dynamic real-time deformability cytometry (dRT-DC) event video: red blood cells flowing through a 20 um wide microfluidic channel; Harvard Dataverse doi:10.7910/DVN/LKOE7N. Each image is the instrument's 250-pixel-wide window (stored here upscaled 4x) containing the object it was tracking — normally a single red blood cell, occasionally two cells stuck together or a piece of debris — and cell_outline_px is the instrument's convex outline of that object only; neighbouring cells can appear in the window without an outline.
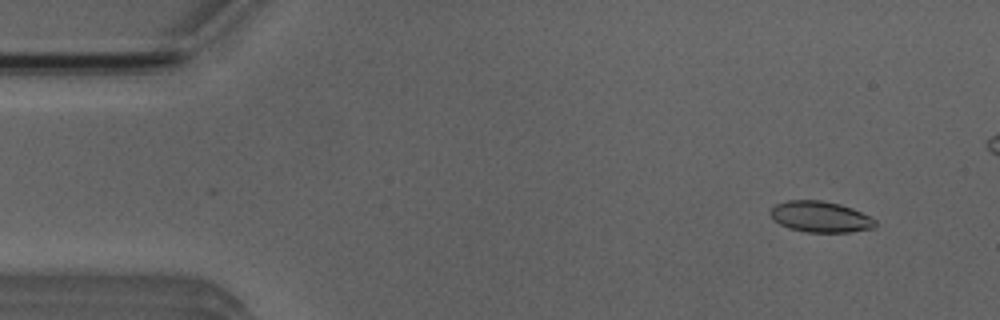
{"species": "Egyptian fruit bat (a non-hibernating species)", "species_latin": "Rousettus aegyptiacus", "temperature_condition": "room temperature", "stored_images_in_passage": 47, "camera_frame_rate_fps": 3000, "um_per_image_px": 0.085, "animal": {"sex": "male"}, "frame": {"image": 1, "passage_image": 5, "time_ms": 1.333, "image_size_px": [1000, 320], "cell_outline_px": [[876, 224], [872, 228], [852, 232], [804, 232], [788, 228], [780, 224], [768, 212], [776, 204], [788, 200], [820, 200], [840, 204], [852, 208], [872, 216], [876, 220]], "centroid_in_image_um": [69.75, 18.43], "position_along_channel_um": 15.2, "area_um2": 19.02}}
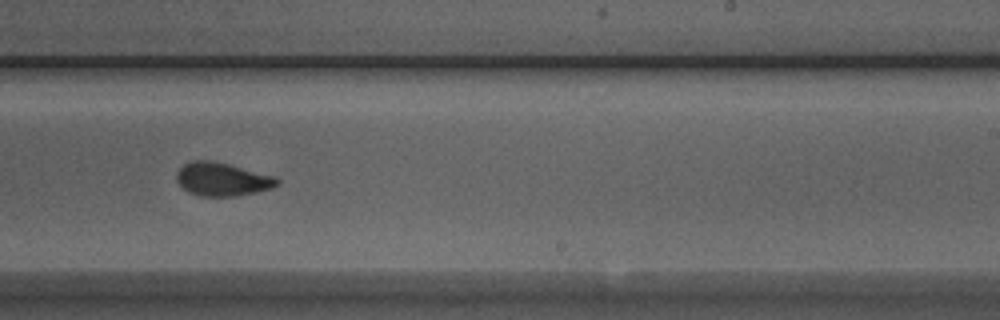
{"frame": {"image": 2, "passage_image": 32, "time_ms": 10.333, "image_size_px": [1000, 320], "cell_outline_px": [[280, 184], [272, 188], [256, 192], [236, 196], [200, 196], [188, 192], [176, 180], [176, 172], [188, 160], [212, 160], [276, 176], [280, 180]], "centroid_in_image_um": [18.9, 15.23], "position_along_channel_um": 270.1, "area_um2": 19.71}}
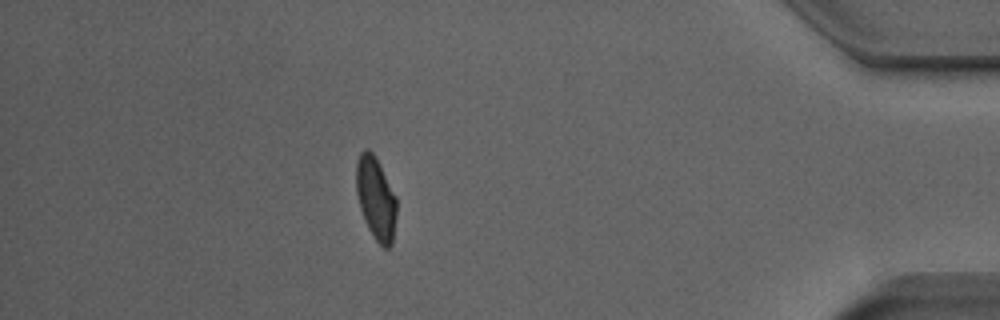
{"frame": {"image": 3, "passage_image": 46, "time_ms": 15.0, "image_size_px": [1000, 320], "cell_outline_px": [[396, 216], [392, 244], [388, 248], [384, 248], [372, 236], [364, 220], [360, 208], [356, 192], [356, 164], [360, 152], [364, 148], [368, 148], [376, 156], [396, 196]], "centroid_in_image_um": [31.94, 16.84], "position_along_channel_um": 403.3, "area_um2": 19.65}}